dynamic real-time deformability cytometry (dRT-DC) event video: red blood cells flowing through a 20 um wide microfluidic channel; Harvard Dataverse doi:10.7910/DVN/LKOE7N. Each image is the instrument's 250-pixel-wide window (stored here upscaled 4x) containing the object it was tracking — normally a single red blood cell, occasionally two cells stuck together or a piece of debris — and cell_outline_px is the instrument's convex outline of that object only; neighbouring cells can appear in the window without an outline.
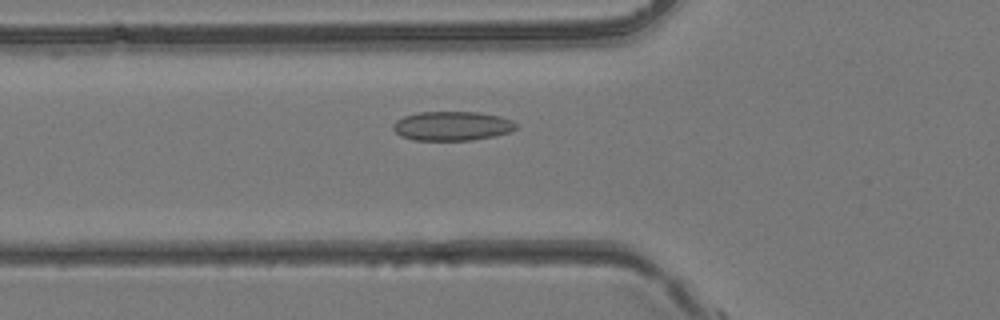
{"species": "common noctule bat (a hibernating species)", "species_latin": "Nyctalus noctula", "temperature_condition": "room temperature", "stored_images_in_passage": 14, "camera_frame_rate_fps": 3000, "um_per_image_px": 0.085, "animal": {"sex": "female", "body_mass_g": 24.6, "forearm_length_mm": 56.2}, "frame": {"image": 1, "passage_image": 13, "time_ms": 4.0, "image_size_px": [1000, 320], "cell_outline_px": [[516, 128], [508, 132], [496, 136], [472, 140], [412, 140], [400, 136], [392, 128], [392, 124], [396, 120], [404, 116], [420, 112], [480, 112], [500, 116], [512, 120], [516, 124]], "centroid_in_image_um": [38.41, 10.71], "position_along_channel_um": 87.4, "area_um2": 21.04}}